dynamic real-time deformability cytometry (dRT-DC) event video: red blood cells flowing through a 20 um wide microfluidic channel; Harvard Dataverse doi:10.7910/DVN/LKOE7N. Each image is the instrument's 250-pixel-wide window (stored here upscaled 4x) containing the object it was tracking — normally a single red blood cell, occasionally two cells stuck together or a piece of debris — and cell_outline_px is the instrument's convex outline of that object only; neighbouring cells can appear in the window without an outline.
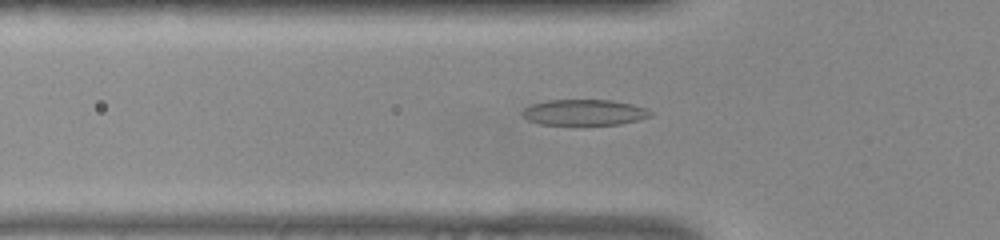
{"species": "common noctule bat (a hibernating species)", "species_latin": "Nyctalus noctula", "temperature_condition": "warm", "stored_images_in_passage": 37, "camera_frame_rate_fps": 3000, "um_per_image_px": 0.085, "animal": {"sex": "female", "body_mass_g": 22.0, "forearm_length_mm": 56.7}, "frame": {"image": 1, "passage_image": 2, "time_ms": 0.333, "image_size_px": [1000, 240], "cell_outline_px": [[652, 116], [620, 124], [540, 124], [528, 120], [520, 112], [524, 108], [532, 104], [548, 100], [612, 100], [632, 104], [644, 108], [652, 112]], "centroid_in_image_um": [49.64, 9.54], "position_along_channel_um": 76.2, "area_um2": 19.07}}
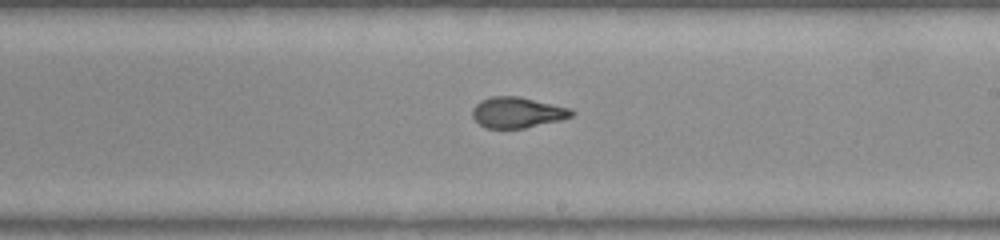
{"frame": {"image": 2, "passage_image": 15, "time_ms": 4.667, "image_size_px": [1000, 240], "cell_outline_px": [[576, 112], [572, 116], [560, 120], [524, 128], [484, 128], [472, 116], [472, 108], [480, 100], [492, 96], [520, 96], [572, 108]], "centroid_in_image_um": [43.99, 9.55], "position_along_channel_um": 245.0, "area_um2": 17.92}}
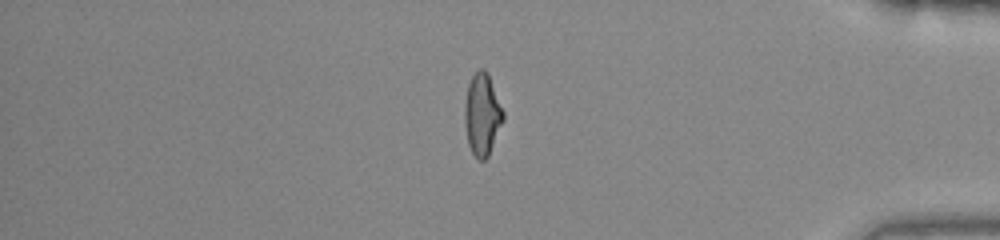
{"frame": {"image": 3, "passage_image": 29, "time_ms": 9.333, "image_size_px": [1000, 240], "cell_outline_px": [[504, 120], [488, 156], [484, 160], [476, 160], [468, 144], [464, 120], [464, 104], [468, 84], [472, 76], [480, 68], [484, 68], [488, 72], [504, 112]], "centroid_in_image_um": [40.98, 9.73], "position_along_channel_um": 394.2, "area_um2": 18.55}, "authors_computed_cell_mechanics": {"area_um2": 18.1492, "velocity_mm_per_s": 3.8853, "shape_relaxation_time_tau1_ms": 8.5458, "shape_relaxation_time_tau2_ms": 1.1156, "deformation_change_tau1": 0.2936, "deformation_change_tau2": 0.0766}}